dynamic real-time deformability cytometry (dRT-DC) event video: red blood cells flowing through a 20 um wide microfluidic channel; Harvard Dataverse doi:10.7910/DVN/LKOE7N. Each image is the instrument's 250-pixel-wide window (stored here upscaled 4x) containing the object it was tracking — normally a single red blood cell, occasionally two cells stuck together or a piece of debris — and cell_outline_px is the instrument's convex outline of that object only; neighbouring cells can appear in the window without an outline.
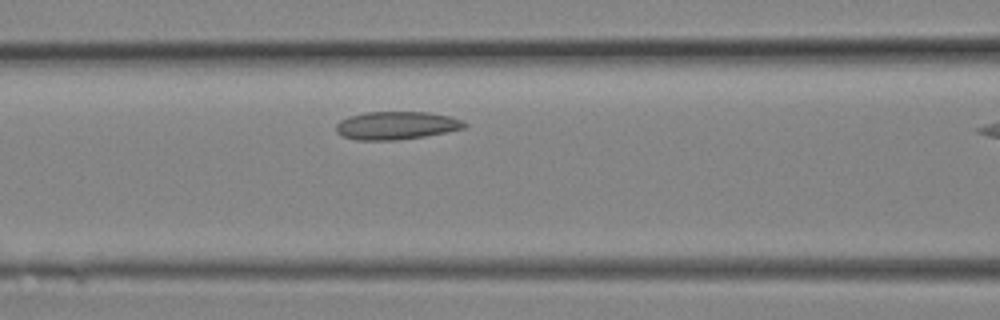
{"species": "Egyptian fruit bat (a non-hibernating species)", "species_latin": "Rousettus aegyptiacus", "temperature_condition": "room temperature", "stored_images_in_passage": 6, "segment_of_instrument_passage": [1, 2], "camera_frame_rate_fps": 3000, "um_per_image_px": 0.085, "animal": {"sex": "female"}, "frame": {"image": 1, "passage_image": 5, "time_ms": 1.333, "image_size_px": [1000, 320], "cell_outline_px": [[468, 124], [464, 128], [424, 136], [396, 140], [356, 140], [340, 136], [336, 132], [336, 124], [340, 120], [348, 116], [364, 112], [428, 112], [452, 116], [464, 120]], "centroid_in_image_um": [33.67, 10.66], "position_along_channel_um": 132.9, "area_um2": 21.15}}